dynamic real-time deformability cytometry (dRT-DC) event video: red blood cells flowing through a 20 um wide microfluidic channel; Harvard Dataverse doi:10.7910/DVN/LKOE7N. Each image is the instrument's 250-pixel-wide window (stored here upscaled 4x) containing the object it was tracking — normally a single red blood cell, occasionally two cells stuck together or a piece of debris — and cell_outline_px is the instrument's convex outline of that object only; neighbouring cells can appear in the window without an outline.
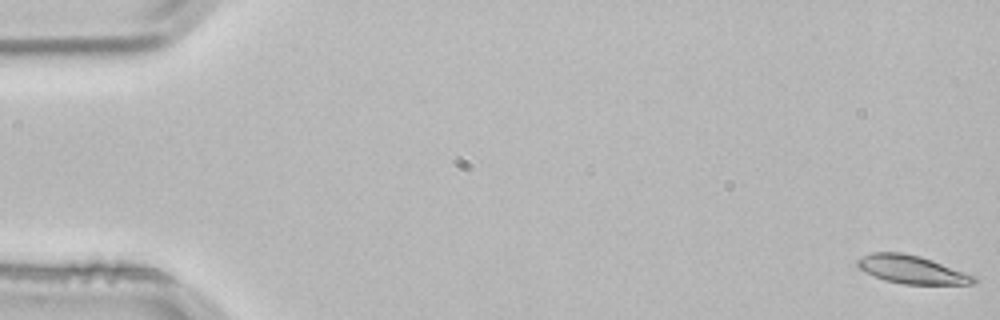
{"species": "common noctule bat (a hibernating species)", "species_latin": "Nyctalus noctula", "temperature_condition": "room temperature", "stored_images_in_passage": 54, "camera_frame_rate_fps": 3000, "um_per_image_px": 0.085, "animal": {"sex": "male", "body_mass_g": 21.5, "forearm_length_mm": 52.0}, "frame": {"image": 1, "passage_image": 1, "time_ms": 0.0, "image_size_px": [1000, 320], "cell_outline_px": [[976, 280], [972, 284], [904, 284], [884, 280], [872, 276], [864, 272], [856, 264], [856, 260], [872, 252], [904, 252], [920, 256], [932, 260], [976, 276]], "centroid_in_image_um": [77.47, 22.91], "position_along_channel_um": 7.5, "area_um2": 19.07}}
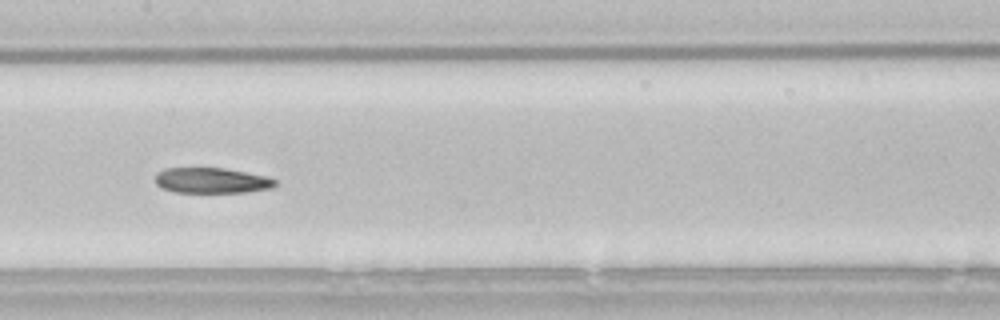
{"frame": {"image": 2, "passage_image": 27, "time_ms": 8.667, "image_size_px": [1000, 320], "cell_outline_px": [[276, 184], [272, 188], [244, 192], [172, 192], [160, 188], [156, 184], [156, 172], [164, 168], [224, 168], [264, 176], [276, 180]], "centroid_in_image_um": [17.93, 15.34], "position_along_channel_um": 189.5, "area_um2": 17.74}}
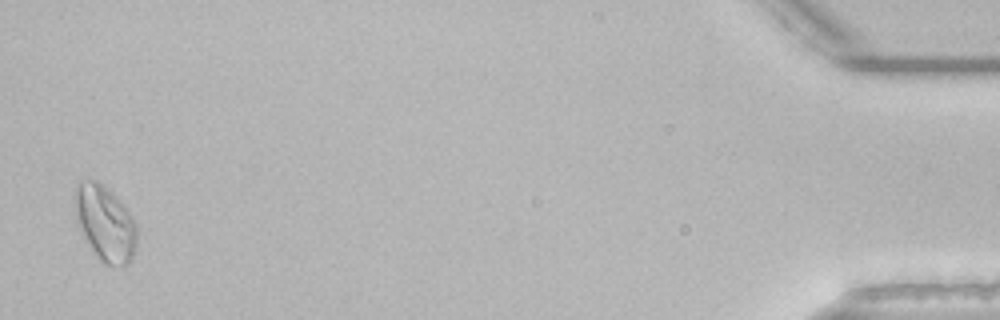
{"frame": {"image": 3, "passage_image": 53, "time_ms": 17.333, "image_size_px": [1000, 320], "cell_outline_px": [[136, 244], [132, 260], [124, 268], [104, 264], [92, 252], [80, 228], [72, 200], [72, 196], [76, 184], [80, 180], [96, 180], [104, 184], [120, 200], [132, 216], [136, 224]], "centroid_in_image_um": [8.92, 18.97], "position_along_channel_um": 426.3, "area_um2": 27.86}, "authors_computed_cell_mechanics": {"area_um2": 19.5364, "velocity_mm_per_s": 3.7992, "shape_relaxation_time_tau1_ms": 9.3218, "shape_relaxation_time_tau2_ms": 5.5868, "deformation_change_tau1": 0.204, "deformation_change_tau2": 0.1241}}